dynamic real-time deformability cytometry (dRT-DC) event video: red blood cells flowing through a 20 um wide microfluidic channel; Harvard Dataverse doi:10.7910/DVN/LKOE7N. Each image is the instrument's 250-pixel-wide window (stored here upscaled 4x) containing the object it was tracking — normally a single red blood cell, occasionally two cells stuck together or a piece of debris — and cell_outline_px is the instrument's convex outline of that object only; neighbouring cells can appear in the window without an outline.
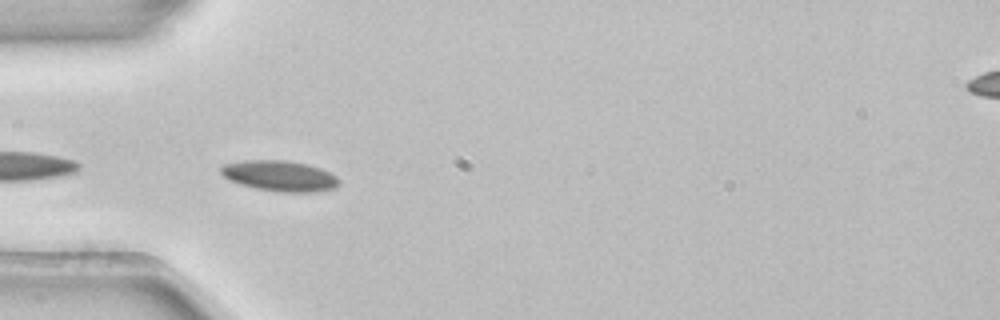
{"species": "common noctule bat (a hibernating species)", "species_latin": "Nyctalus noctula", "temperature_condition": "room temperature", "stored_images_in_passage": 15, "camera_frame_rate_fps": 3000, "um_per_image_px": 0.085, "animal": {"sex": "female", "body_mass_g": 22.7, "forearm_length_mm": 54.2}, "frame": {"image": 1, "passage_image": 3, "time_ms": 0.667, "image_size_px": [1000, 320], "cell_outline_px": [[340, 184], [336, 188], [316, 192], [280, 192], [256, 188], [240, 184], [228, 180], [220, 172], [220, 168], [224, 164], [240, 160], [288, 160], [308, 164], [320, 168], [336, 176], [340, 180]], "centroid_in_image_um": [23.78, 14.95], "position_along_channel_um": 61.2, "area_um2": 21.33}}
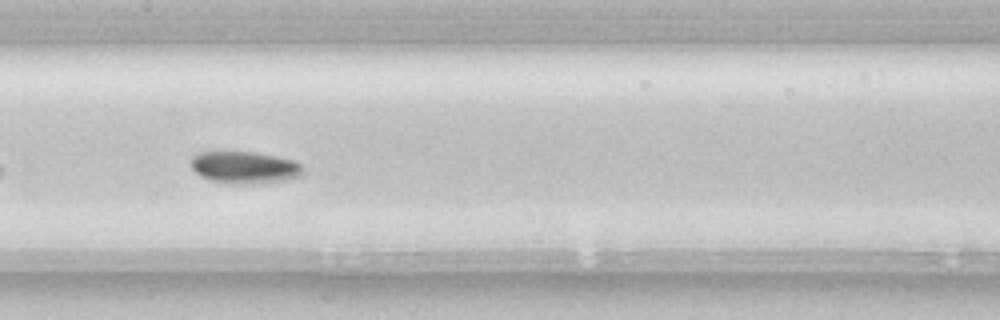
{"frame": {"image": 2, "passage_image": 13, "time_ms": 4.0, "image_size_px": [1000, 320], "cell_outline_px": [[304, 172], [300, 176], [288, 180], [252, 184], [228, 184], [212, 180], [200, 176], [192, 168], [188, 160], [192, 156], [200, 152], [252, 152], [292, 160], [300, 164]], "centroid_in_image_um": [20.75, 14.25], "position_along_channel_um": 186.6, "area_um2": 20.98}}